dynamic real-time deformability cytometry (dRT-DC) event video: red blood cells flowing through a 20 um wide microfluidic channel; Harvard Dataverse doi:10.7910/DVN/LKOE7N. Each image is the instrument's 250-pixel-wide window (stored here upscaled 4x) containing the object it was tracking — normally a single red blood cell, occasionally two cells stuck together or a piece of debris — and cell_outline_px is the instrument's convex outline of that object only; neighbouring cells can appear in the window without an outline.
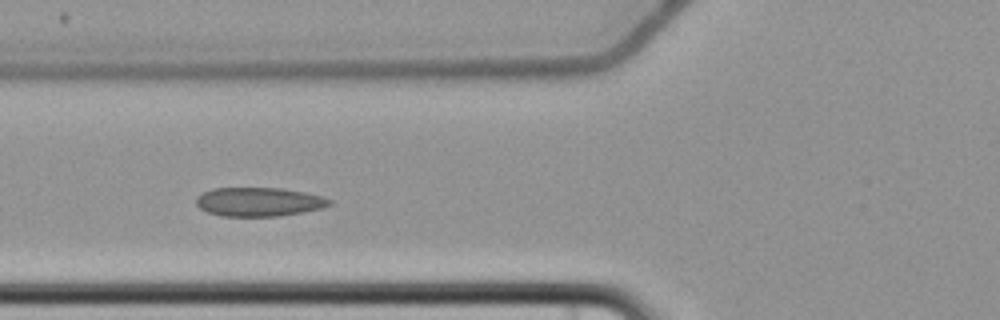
{"species": "common noctule bat (a hibernating species)", "species_latin": "Nyctalus noctula", "temperature_condition": "cold", "stored_images_in_passage": 8, "camera_frame_rate_fps": 3000, "um_per_image_px": 0.085, "animal": {"sex": "female", "body_mass_g": 22.7, "forearm_length_mm": 54.2}, "frame": {"image": 1, "passage_image": 6, "time_ms": 6.0, "image_size_px": [1000, 320], "cell_outline_px": [[332, 204], [320, 208], [304, 212], [280, 216], [220, 216], [208, 212], [200, 208], [196, 204], [196, 196], [212, 188], [284, 188], [304, 192], [320, 196], [332, 200]], "centroid_in_image_um": [21.99, 17.15], "position_along_channel_um": 103.8, "area_um2": 22.48}}
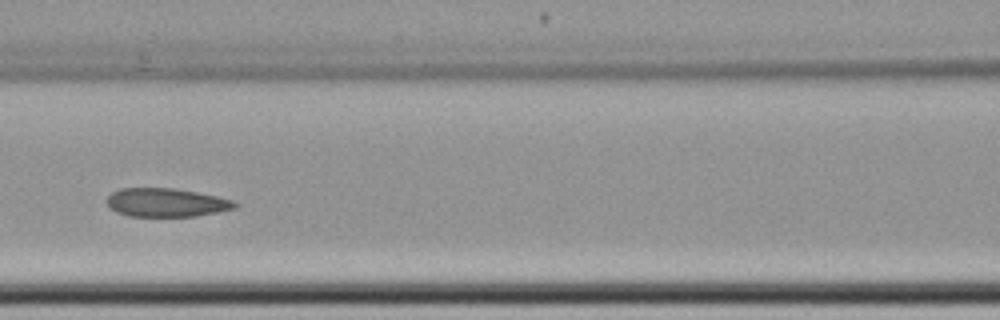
{"frame": {"image": 2, "passage_image": 7, "time_ms": 7.333, "image_size_px": [1000, 320], "cell_outline_px": [[240, 204], [236, 208], [196, 216], [128, 216], [116, 212], [108, 208], [104, 200], [112, 192], [120, 188], [172, 188], [196, 192], [216, 196], [232, 200]], "centroid_in_image_um": [14.08, 17.22], "position_along_channel_um": 152.5, "area_um2": 21.44}}
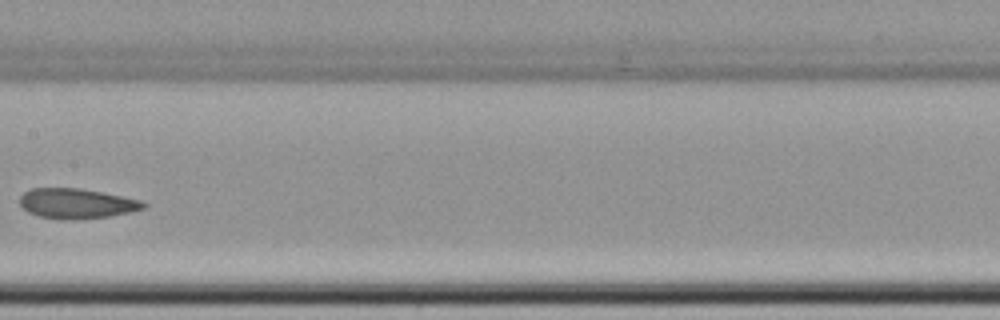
{"frame": {"image": 3, "passage_image": 8, "time_ms": 8.667, "image_size_px": [1000, 320], "cell_outline_px": [[148, 204], [144, 208], [128, 212], [108, 216], [72, 220], [64, 220], [40, 216], [28, 212], [20, 204], [20, 196], [24, 192], [32, 188], [80, 188], [140, 200]], "centroid_in_image_um": [6.48, 17.3], "position_along_channel_um": 200.9, "area_um2": 21.39}}